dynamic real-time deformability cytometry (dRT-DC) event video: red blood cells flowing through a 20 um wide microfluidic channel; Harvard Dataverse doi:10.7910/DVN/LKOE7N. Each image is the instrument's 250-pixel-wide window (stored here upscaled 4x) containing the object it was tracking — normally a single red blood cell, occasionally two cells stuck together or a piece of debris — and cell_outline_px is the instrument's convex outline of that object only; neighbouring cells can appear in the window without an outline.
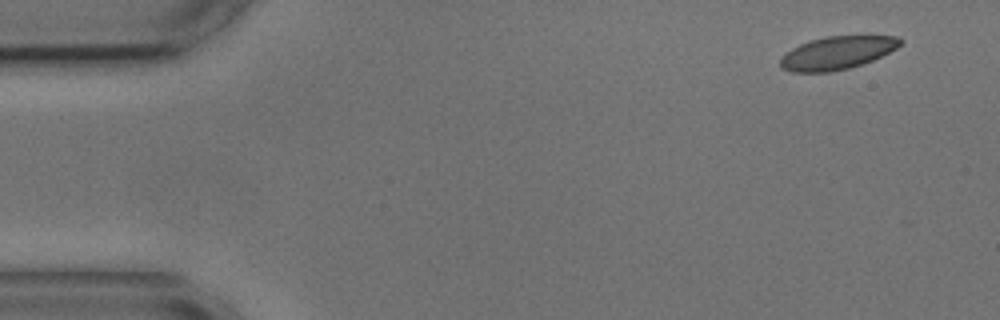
{"species": "common noctule bat (a hibernating species)", "species_latin": "Nyctalus noctula", "temperature_condition": "cold", "stored_images_in_passage": 4, "camera_frame_rate_fps": 3000, "um_per_image_px": 0.085, "animal": {"sex": "male", "body_mass_g": 17.9, "forearm_length_mm": 54.2}, "frame": {"image": 1, "passage_image": 1, "time_ms": 0.0, "image_size_px": [1000, 320], "cell_outline_px": [[904, 40], [896, 48], [872, 60], [848, 68], [832, 72], [792, 72], [780, 68], [780, 60], [792, 48], [800, 44], [824, 36], [896, 36]], "centroid_in_image_um": [71.14, 4.49], "position_along_channel_um": 13.9, "area_um2": 22.77}}
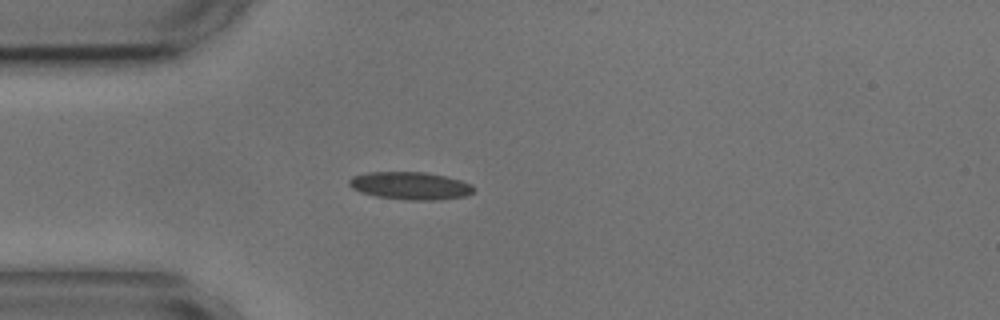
{"frame": {"image": 2, "passage_image": 4, "time_ms": 7.667, "image_size_px": [1000, 320], "cell_outline_px": [[476, 188], [472, 192], [464, 196], [440, 200], [408, 200], [376, 196], [360, 192], [352, 188], [348, 184], [348, 180], [352, 176], [368, 172], [424, 172], [444, 176], [460, 180], [472, 184]], "centroid_in_image_um": [34.86, 15.79], "position_along_channel_um": 50.1, "area_um2": 20.11}}